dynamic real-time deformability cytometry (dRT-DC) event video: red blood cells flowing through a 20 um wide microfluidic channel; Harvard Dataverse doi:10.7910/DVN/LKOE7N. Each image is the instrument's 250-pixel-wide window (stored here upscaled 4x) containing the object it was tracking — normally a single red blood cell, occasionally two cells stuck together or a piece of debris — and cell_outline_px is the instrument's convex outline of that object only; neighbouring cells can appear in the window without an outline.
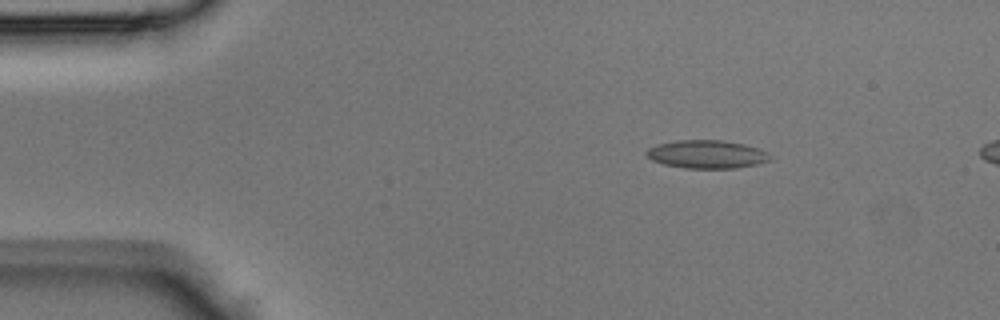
{"species": "Egyptian fruit bat (a non-hibernating species)", "species_latin": "Rousettus aegyptiacus", "temperature_condition": "room temperature", "stored_images_in_passage": 11, "camera_frame_rate_fps": 3000, "um_per_image_px": 0.085, "animal": {"sex": "male"}, "frame": {"image": 1, "passage_image": 7, "time_ms": 2.0, "image_size_px": [1000, 320], "cell_outline_px": [[772, 160], [756, 164], [736, 168], [684, 168], [664, 164], [652, 160], [644, 152], [648, 148], [656, 144], [676, 140], [724, 140], [744, 144], [760, 148], [768, 152]], "centroid_in_image_um": [60.09, 13.1], "position_along_channel_um": 24.9, "area_um2": 20.46}}